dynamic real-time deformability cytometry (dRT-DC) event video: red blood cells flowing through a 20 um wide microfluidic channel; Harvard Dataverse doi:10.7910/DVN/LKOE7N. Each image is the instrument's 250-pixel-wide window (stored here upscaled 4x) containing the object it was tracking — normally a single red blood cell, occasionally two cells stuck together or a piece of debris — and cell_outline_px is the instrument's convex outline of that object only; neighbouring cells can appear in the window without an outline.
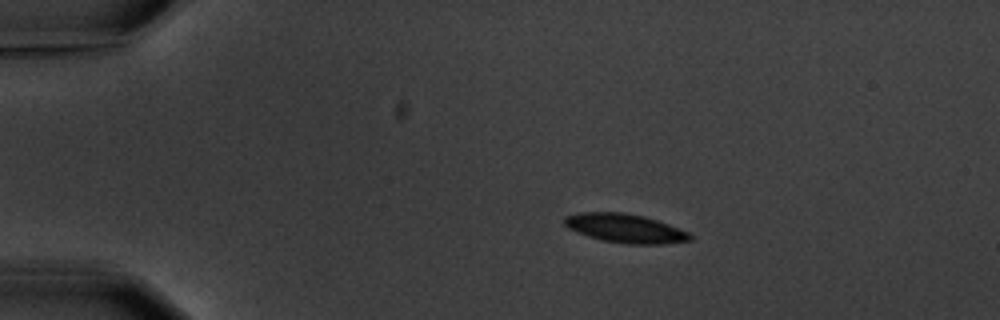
{"species": "common noctule bat (a hibernating species)", "species_latin": "Nyctalus noctula", "temperature_condition": "warm", "stored_images_in_passage": 6, "camera_frame_rate_fps": 3000, "um_per_image_px": 0.085, "animal": {"sex": "male", "body_mass_g": 20.1, "forearm_length_mm": 53.5}, "frame": {"image": 1, "passage_image": 2, "time_ms": 1.0, "image_size_px": [1000, 320], "cell_outline_px": [[692, 240], [664, 244], [628, 244], [600, 240], [576, 232], [568, 228], [564, 224], [564, 216], [580, 212], [624, 212], [644, 216], [668, 224], [688, 232], [692, 236]], "centroid_in_image_um": [53.11, 19.4], "position_along_channel_um": 31.9, "area_um2": 21.21}}